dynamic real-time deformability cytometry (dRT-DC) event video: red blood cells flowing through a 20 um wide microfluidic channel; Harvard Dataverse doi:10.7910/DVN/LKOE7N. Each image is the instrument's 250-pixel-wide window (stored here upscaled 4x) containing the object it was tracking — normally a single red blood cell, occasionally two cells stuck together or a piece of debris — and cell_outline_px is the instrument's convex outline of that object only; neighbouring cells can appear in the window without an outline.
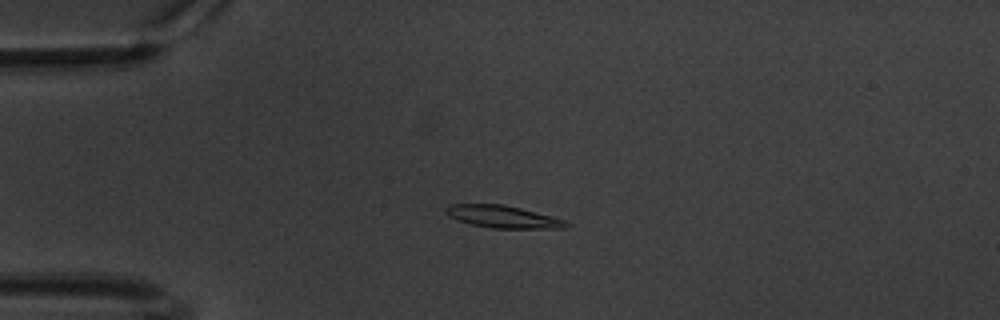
{"species": "common noctule bat (a hibernating species)", "species_latin": "Nyctalus noctula", "temperature_condition": "warm", "stored_images_in_passage": 46, "camera_frame_rate_fps": 3000, "um_per_image_px": 0.085, "animal": {"sex": "male", "body_mass_g": 20.1, "forearm_length_mm": 53.5}, "frame": {"image": 1, "passage_image": 1, "time_ms": 0.0, "image_size_px": [1000, 320], "cell_outline_px": [[572, 224], [564, 228], [492, 228], [472, 224], [448, 216], [444, 212], [444, 208], [448, 204], [504, 204], [552, 216], [564, 220]], "centroid_in_image_um": [42.73, 18.41], "position_along_channel_um": 42.3, "area_um2": 15.61}}
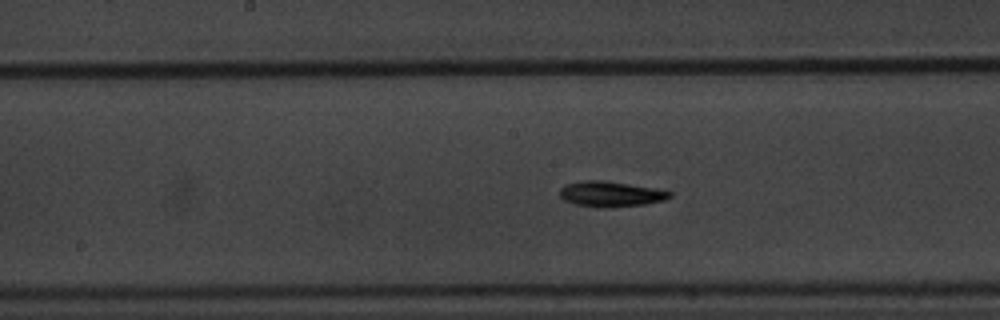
{"frame": {"image": 2, "passage_image": 17, "time_ms": 5.333, "image_size_px": [1000, 320], "cell_outline_px": [[672, 196], [664, 200], [644, 204], [608, 208], [604, 208], [576, 204], [564, 200], [560, 196], [560, 188], [564, 184], [584, 180], [604, 180], [656, 188], [672, 192]], "centroid_in_image_um": [51.9, 16.48], "position_along_channel_um": 196.3, "area_um2": 16.36}}
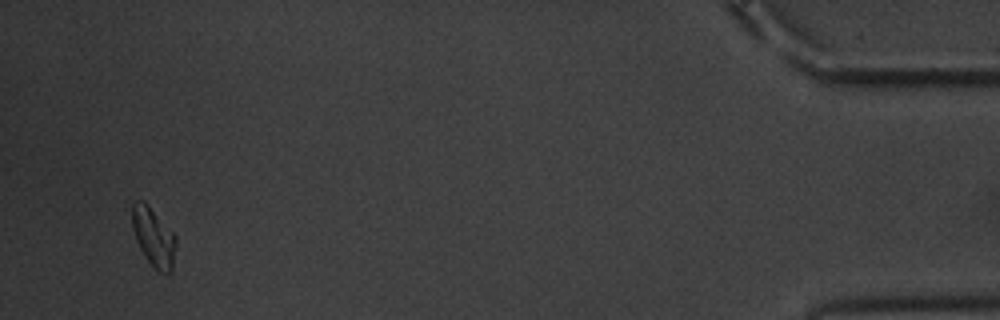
{"frame": {"image": 3, "passage_image": 44, "time_ms": 14.333, "image_size_px": [1000, 320], "cell_outline_px": [[176, 248], [172, 272], [156, 272], [140, 248], [136, 240], [132, 228], [132, 204], [136, 200], [144, 200], [148, 204], [176, 236]], "centroid_in_image_um": [13.06, 20.15], "position_along_channel_um": 422.1, "area_um2": 15.09}, "authors_computed_cell_mechanics": {"area_um2": 15.2881, "velocity_mm_per_s": 3.3644, "shape_relaxation_time_tau1_ms": 3.2378, "shape_relaxation_time_tau2_ms": null, "deformation_change_tau1": 0.1148, "deformation_change_tau2": null}}